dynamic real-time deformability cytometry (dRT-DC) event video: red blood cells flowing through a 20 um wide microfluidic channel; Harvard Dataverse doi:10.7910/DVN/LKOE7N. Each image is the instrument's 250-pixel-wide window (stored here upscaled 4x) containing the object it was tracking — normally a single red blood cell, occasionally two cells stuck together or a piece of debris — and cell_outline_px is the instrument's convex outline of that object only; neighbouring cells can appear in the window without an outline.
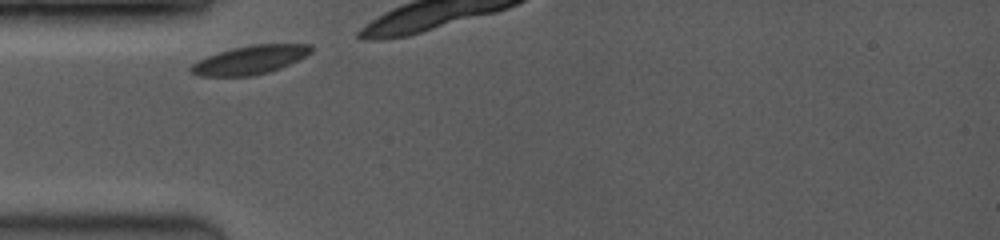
{"species": "common noctule bat (a hibernating species)", "species_latin": "Nyctalus noctula", "temperature_condition": "room temperature", "stored_images_in_passage": 4, "camera_frame_rate_fps": 3500, "um_per_image_px": 0.085, "animal": {"sex": "female", "body_mass_g": 19.0, "forearm_length_mm": 53.3}, "frame": {"image": 1, "passage_image": 1, "time_ms": 0.0, "image_size_px": [1000, 240], "cell_outline_px": [[312, 52], [280, 68], [268, 72], [252, 76], [200, 76], [188, 72], [188, 68], [196, 60], [232, 48], [252, 44], [312, 44]], "centroid_in_image_um": [21.2, 5.09], "position_along_channel_um": 63.8, "area_um2": 20.0}}